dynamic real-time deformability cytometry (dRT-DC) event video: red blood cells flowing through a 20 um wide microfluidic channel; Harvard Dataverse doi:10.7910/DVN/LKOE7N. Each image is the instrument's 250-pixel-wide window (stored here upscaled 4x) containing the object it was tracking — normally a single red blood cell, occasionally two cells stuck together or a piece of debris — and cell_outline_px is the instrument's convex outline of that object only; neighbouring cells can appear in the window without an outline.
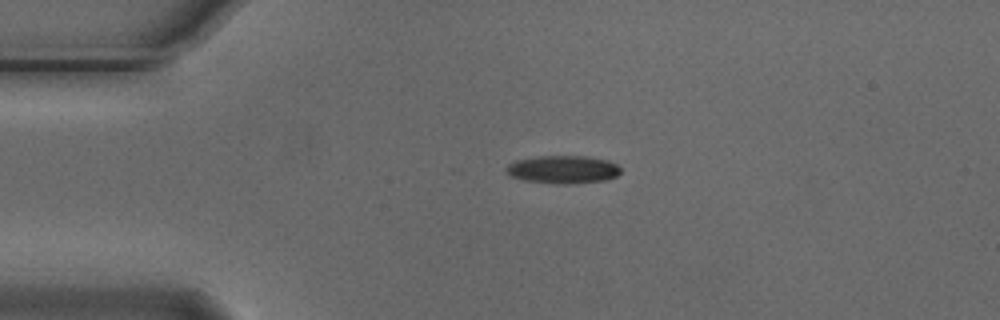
{"species": "Egyptian fruit bat (a non-hibernating species)", "species_latin": "Rousettus aegyptiacus", "temperature_condition": "cold", "stored_images_in_passage": 2, "camera_frame_rate_fps": 3000, "um_per_image_px": 0.085, "animal": {"sex": "male"}, "frame": {"image": 1, "passage_image": 1, "time_ms": 0.0, "image_size_px": [1000, 320], "cell_outline_px": [[620, 172], [616, 176], [604, 180], [576, 184], [556, 184], [524, 180], [508, 176], [504, 172], [504, 168], [508, 164], [516, 160], [536, 156], [584, 156], [608, 160], [616, 164], [620, 168]], "centroid_in_image_um": [47.79, 14.41], "position_along_channel_um": 37.2, "area_um2": 18.9}}